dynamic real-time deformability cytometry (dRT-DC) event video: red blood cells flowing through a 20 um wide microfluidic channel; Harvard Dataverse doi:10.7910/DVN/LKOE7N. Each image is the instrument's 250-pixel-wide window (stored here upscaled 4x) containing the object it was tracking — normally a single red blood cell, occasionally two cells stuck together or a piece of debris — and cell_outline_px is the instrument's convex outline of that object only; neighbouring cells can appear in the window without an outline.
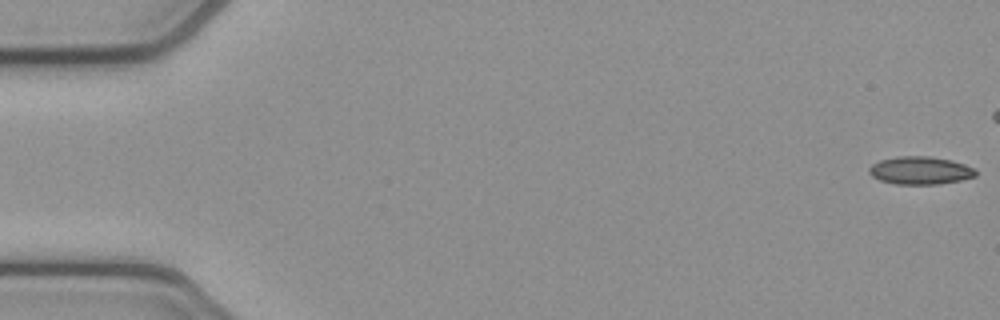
{"species": "common noctule bat (a hibernating species)", "species_latin": "Nyctalus noctula", "temperature_condition": "cold", "stored_images_in_passage": 8, "segment_of_instrument_passage": [1, 2], "camera_frame_rate_fps": 3000, "um_per_image_px": 0.085, "animal": {"sex": "female", "body_mass_g": 21.9}, "frame": {"image": 1, "passage_image": 1, "time_ms": 0.0, "image_size_px": [1000, 320], "cell_outline_px": [[976, 176], [960, 180], [940, 184], [896, 184], [880, 180], [872, 176], [868, 172], [868, 168], [872, 164], [880, 160], [896, 156], [928, 156], [952, 160], [976, 168]], "centroid_in_image_um": [78.22, 14.48], "position_along_channel_um": 6.8, "area_um2": 17.4}}
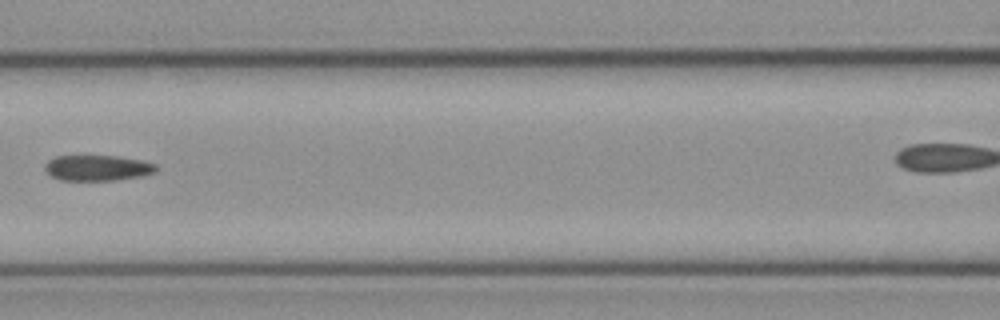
{"frame": {"image": 2, "passage_image": 7, "time_ms": 2.0, "image_size_px": [1000, 320], "cell_outline_px": [[160, 168], [156, 172], [144, 176], [116, 180], [60, 180], [52, 176], [44, 168], [44, 164], [48, 160], [56, 156], [80, 152], [116, 156], [144, 160], [156, 164]], "centroid_in_image_um": [8.29, 14.21], "position_along_channel_um": 158.3, "area_um2": 17.69}}